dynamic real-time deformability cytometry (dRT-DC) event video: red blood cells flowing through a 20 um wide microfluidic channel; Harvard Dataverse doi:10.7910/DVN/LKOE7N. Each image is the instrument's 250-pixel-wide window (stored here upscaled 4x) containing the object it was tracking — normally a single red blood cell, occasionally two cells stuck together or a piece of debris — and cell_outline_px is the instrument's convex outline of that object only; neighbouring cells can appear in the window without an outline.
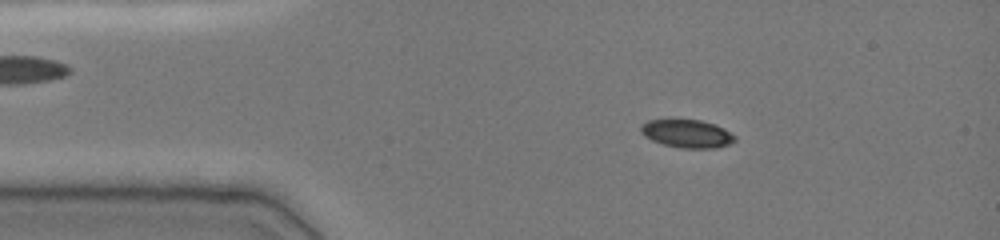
{"species": "common noctule bat (a hibernating species)", "species_latin": "Nyctalus noctula", "temperature_condition": "cold", "stored_images_in_passage": 26, "camera_frame_rate_fps": 3000, "um_per_image_px": 0.085, "animal": {"sex": "female", "body_mass_g": 19.0, "forearm_length_mm": 51.5}, "frame": {"image": 1, "passage_image": 3, "time_ms": 1.667, "image_size_px": [1000, 240], "cell_outline_px": [[736, 140], [732, 144], [716, 148], [680, 148], [664, 144], [652, 140], [644, 136], [640, 132], [640, 124], [648, 120], [700, 120], [724, 128], [736, 136]], "centroid_in_image_um": [58.41, 11.37], "position_along_channel_um": 26.6, "area_um2": 15.43}}
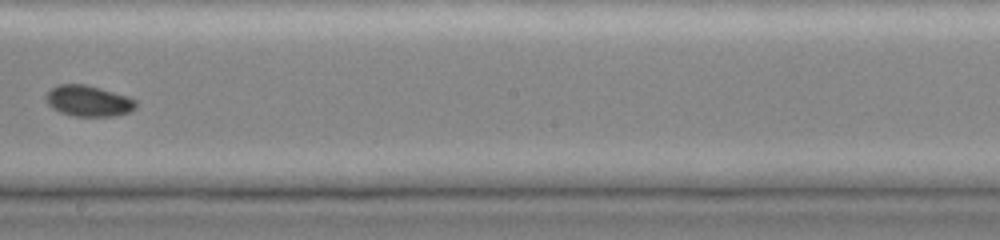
{"frame": {"image": 2, "passage_image": 14, "time_ms": 8.333, "image_size_px": [1000, 240], "cell_outline_px": [[136, 108], [128, 112], [112, 116], [76, 116], [60, 112], [52, 108], [48, 104], [44, 96], [52, 88], [60, 84], [84, 84], [100, 88], [128, 96], [136, 100]], "centroid_in_image_um": [7.51, 8.57], "position_along_channel_um": 240.7, "area_um2": 16.13}}
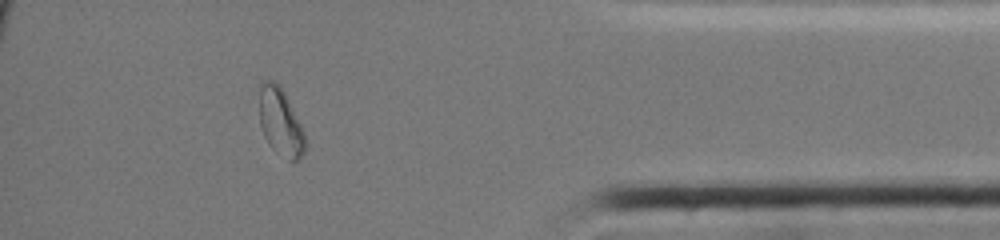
{"frame": {"image": 3, "passage_image": 23, "time_ms": 13.333, "image_size_px": [1000, 240], "cell_outline_px": [[308, 144], [304, 152], [296, 160], [288, 160], [272, 148], [268, 144], [264, 136], [260, 124], [256, 84], [260, 80], [272, 80], [280, 84], [304, 132]], "centroid_in_image_um": [23.78, 10.29], "position_along_channel_um": 411.4, "area_um2": 18.61}, "authors_computed_cell_mechanics": {"area_um2": 16.2418, "velocity_mm_per_s": 3.8993, "shape_relaxation_time_tau1_ms": 3.6389, "shape_relaxation_time_tau2_ms": null, "deformation_change_tau1": 0.0729, "deformation_change_tau2": null}}